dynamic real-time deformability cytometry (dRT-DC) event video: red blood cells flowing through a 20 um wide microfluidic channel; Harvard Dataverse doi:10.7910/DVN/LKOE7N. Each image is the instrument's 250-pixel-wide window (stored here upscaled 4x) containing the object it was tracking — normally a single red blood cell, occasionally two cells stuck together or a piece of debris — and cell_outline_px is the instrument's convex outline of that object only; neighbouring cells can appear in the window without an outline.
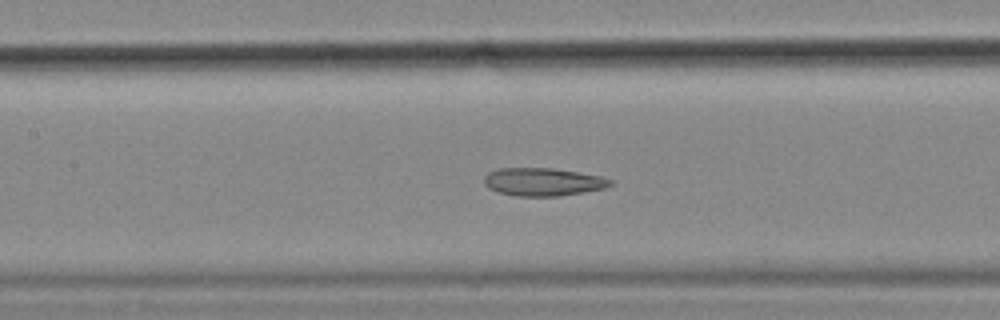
{"species": "common noctule bat (a hibernating species)", "species_latin": "Nyctalus noctula", "temperature_condition": "cold", "stored_images_in_passage": 56, "camera_frame_rate_fps": 3000, "um_per_image_px": 0.085, "animal": {"sex": "female", "body_mass_g": 18.4}, "frame": {"image": 1, "passage_image": 25, "time_ms": 8.0, "image_size_px": [1000, 320], "cell_outline_px": [[612, 184], [604, 188], [556, 196], [516, 196], [496, 192], [488, 188], [484, 184], [484, 176], [488, 172], [500, 168], [552, 168], [600, 176], [612, 180]], "centroid_in_image_um": [46.08, 15.46], "position_along_channel_um": 161.3, "area_um2": 20.4}, "authors_computed_cell_mechanics": {"area_um2": 23.3512, "velocity_mm_per_s": 3.5278, "shape_relaxation_time_tau1_ms": null, "shape_relaxation_time_tau2_ms": 3.3262, "deformation_change_tau1": null, "deformation_change_tau2": 0.1089}}